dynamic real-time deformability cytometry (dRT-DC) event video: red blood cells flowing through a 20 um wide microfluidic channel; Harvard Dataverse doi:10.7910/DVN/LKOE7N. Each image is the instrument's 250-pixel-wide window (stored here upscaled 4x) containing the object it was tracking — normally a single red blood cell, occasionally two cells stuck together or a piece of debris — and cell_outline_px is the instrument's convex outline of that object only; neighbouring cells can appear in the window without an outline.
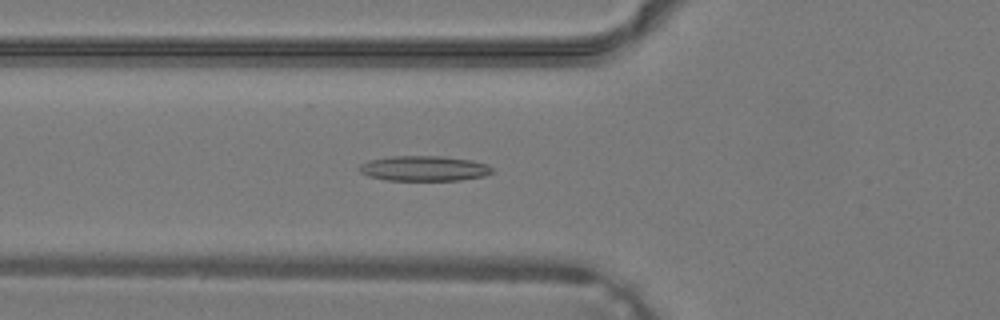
{"species": "common noctule bat (a hibernating species)", "species_latin": "Nyctalus noctula", "temperature_condition": "warm", "stored_images_in_passage": 34, "camera_frame_rate_fps": 3000, "um_per_image_px": 0.085, "animal": {"sex": "male", "body_mass_g": 19.2, "forearm_length_mm": 51.8}, "frame": {"image": 1, "passage_image": 9, "time_ms": 2.667, "image_size_px": [1000, 320], "cell_outline_px": [[492, 172], [484, 176], [460, 180], [388, 180], [368, 176], [360, 172], [356, 168], [360, 164], [368, 160], [388, 156], [444, 156], [472, 160], [488, 164], [492, 168]], "centroid_in_image_um": [36.01, 14.3], "position_along_channel_um": 89.8, "area_um2": 19.65}}
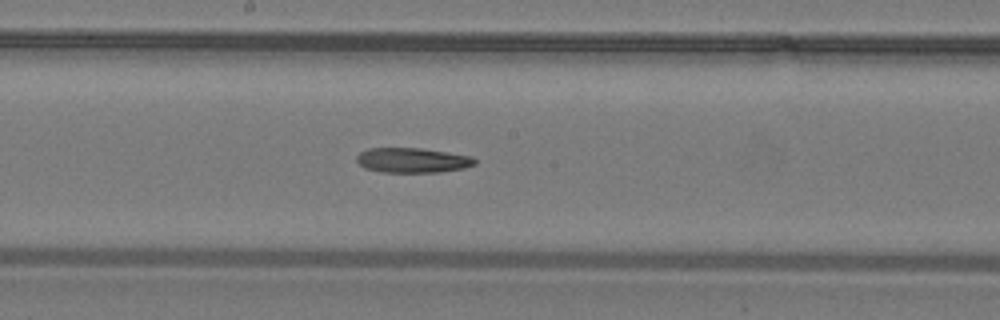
{"frame": {"image": 2, "passage_image": 16, "time_ms": 5.0, "image_size_px": [1000, 320], "cell_outline_px": [[476, 164], [464, 168], [440, 172], [380, 172], [364, 168], [356, 160], [356, 156], [360, 152], [368, 148], [424, 148], [472, 156], [476, 160]], "centroid_in_image_um": [35.06, 13.62], "position_along_channel_um": 213.1, "area_um2": 17.28}}
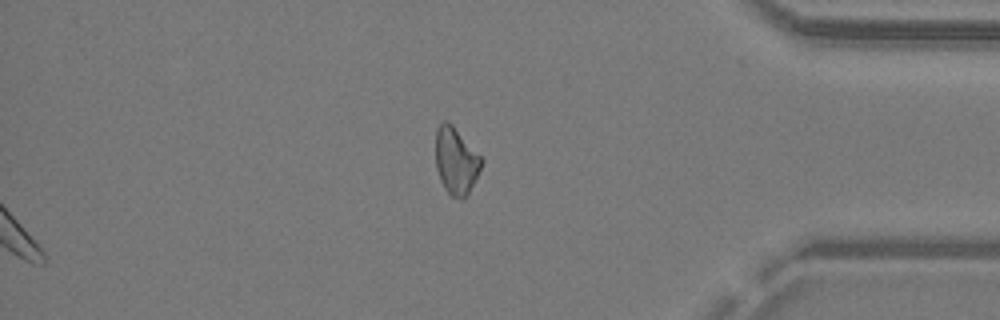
{"frame": {"image": 3, "passage_image": 28, "time_ms": 9.0, "image_size_px": [1000, 320], "cell_outline_px": [[484, 160], [468, 192], [464, 196], [452, 196], [444, 188], [440, 180], [436, 168], [436, 128], [444, 120], [448, 120], [452, 124]], "centroid_in_image_um": [38.73, 13.61], "position_along_channel_um": 396.5, "area_um2": 17.4}}